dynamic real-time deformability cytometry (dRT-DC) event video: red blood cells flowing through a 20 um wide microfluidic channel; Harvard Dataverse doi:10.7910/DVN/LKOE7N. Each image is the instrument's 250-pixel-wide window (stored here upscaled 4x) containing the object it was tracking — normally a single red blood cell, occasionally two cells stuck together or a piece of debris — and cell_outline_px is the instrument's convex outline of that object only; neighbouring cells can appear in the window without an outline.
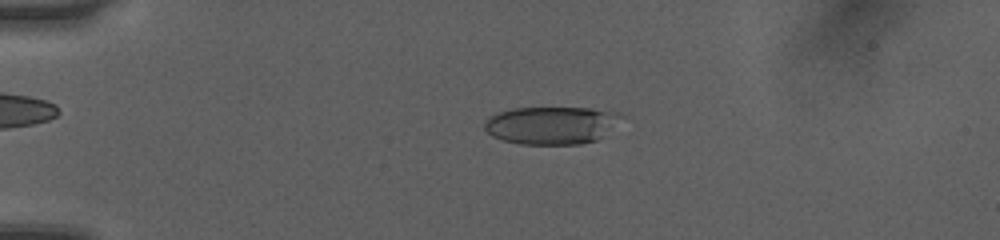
{"species": "human", "species_latin": "Homo sapiens", "temperature_condition": "room temperature", "stored_images_in_passage": 51, "camera_frame_rate_fps": 3000, "um_per_image_px": 0.085, "donor": {"sex": "female"}, "frame": {"image": 1, "passage_image": 12, "time_ms": 3.667, "image_size_px": [1000, 240], "cell_outline_px": [[624, 116], [596, 140], [580, 144], [520, 144], [504, 140], [492, 136], [484, 128], [484, 124], [488, 116], [496, 112], [512, 108], [588, 108], [620, 112]], "centroid_in_image_um": [46.82, 10.63], "position_along_channel_um": 38.2, "area_um2": 29.94}}
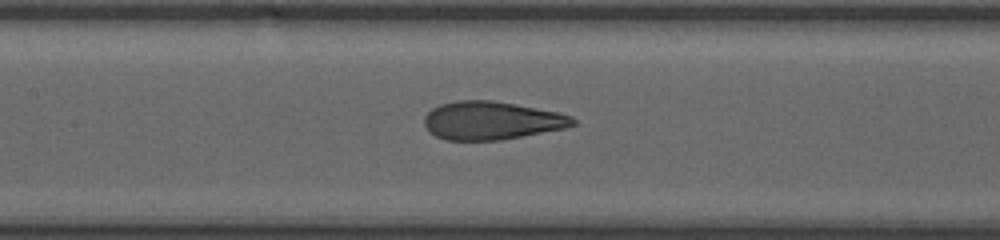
{"frame": {"image": 2, "passage_image": 25, "time_ms": 8.0, "image_size_px": [1000, 240], "cell_outline_px": [[576, 124], [564, 128], [500, 140], [444, 140], [428, 132], [424, 124], [424, 116], [432, 108], [440, 104], [460, 100], [492, 100], [516, 104], [560, 112], [572, 116], [576, 120]], "centroid_in_image_um": [41.77, 10.24], "position_along_channel_um": 165.6, "area_um2": 33.18}}
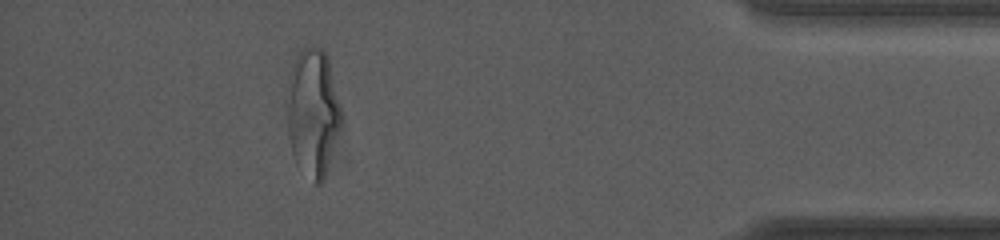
{"frame": {"image": 3, "passage_image": 46, "time_ms": 15.0, "image_size_px": [1000, 240], "cell_outline_px": [[344, 124], [324, 176], [320, 184], [312, 184], [292, 152], [288, 128], [288, 76], [292, 64], [296, 56], [304, 48], [320, 48], [328, 56], [344, 112]], "centroid_in_image_um": [26.66, 9.54], "position_along_channel_um": 408.5, "area_um2": 40.81}, "authors_computed_cell_mechanics": {"area_um2": 33.2928, "velocity_mm_per_s": 4.0833, "shape_relaxation_time_tau1_ms": 5.397, "shape_relaxation_time_tau2_ms": 0.7959, "deformation_change_tau1": 0.2291, "deformation_change_tau2": 0.0924}}